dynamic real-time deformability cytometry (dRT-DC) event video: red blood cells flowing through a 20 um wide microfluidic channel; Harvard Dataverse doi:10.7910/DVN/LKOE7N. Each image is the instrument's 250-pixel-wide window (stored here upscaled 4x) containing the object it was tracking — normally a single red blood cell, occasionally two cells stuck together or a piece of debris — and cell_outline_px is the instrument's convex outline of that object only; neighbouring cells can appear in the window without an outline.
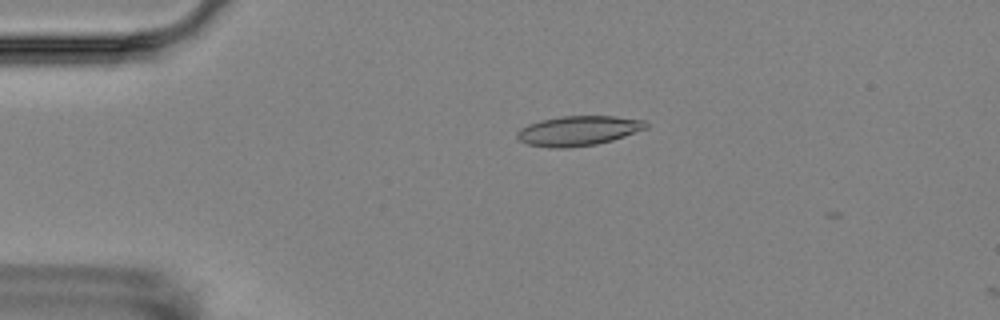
{"species": "Egyptian fruit bat (a non-hibernating species)", "species_latin": "Rousettus aegyptiacus", "temperature_condition": "room temperature", "stored_images_in_passage": 2, "camera_frame_rate_fps": 3000, "um_per_image_px": 0.085, "animal": {"sex": "female"}, "frame": {"image": 1, "passage_image": 1, "time_ms": 0.0, "image_size_px": [1000, 320], "cell_outline_px": [[648, 128], [612, 140], [596, 144], [568, 148], [548, 148], [528, 144], [520, 140], [516, 136], [516, 132], [520, 128], [528, 124], [540, 120], [560, 116], [616, 116], [644, 120], [648, 124]], "centroid_in_image_um": [49.14, 11.11], "position_along_channel_um": 35.9, "area_um2": 22.48}}